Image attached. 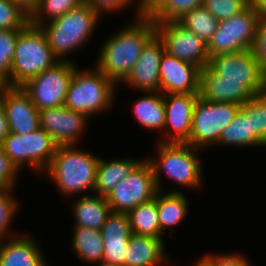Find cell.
Returning <instances> with one entry per match:
<instances>
[{"label": "cell", "mask_w": 266, "mask_h": 266, "mask_svg": "<svg viewBox=\"0 0 266 266\" xmlns=\"http://www.w3.org/2000/svg\"><path fill=\"white\" fill-rule=\"evenodd\" d=\"M266 92V71L251 49L209 57L200 73L199 97L242 105Z\"/></svg>", "instance_id": "1"}, {"label": "cell", "mask_w": 266, "mask_h": 266, "mask_svg": "<svg viewBox=\"0 0 266 266\" xmlns=\"http://www.w3.org/2000/svg\"><path fill=\"white\" fill-rule=\"evenodd\" d=\"M102 43L96 68L115 85L124 82L141 56L145 45L156 35L154 21L144 12Z\"/></svg>", "instance_id": "2"}, {"label": "cell", "mask_w": 266, "mask_h": 266, "mask_svg": "<svg viewBox=\"0 0 266 266\" xmlns=\"http://www.w3.org/2000/svg\"><path fill=\"white\" fill-rule=\"evenodd\" d=\"M99 157L76 149V145H59L44 173L54 181L60 193L73 196L86 190L94 193Z\"/></svg>", "instance_id": "3"}, {"label": "cell", "mask_w": 266, "mask_h": 266, "mask_svg": "<svg viewBox=\"0 0 266 266\" xmlns=\"http://www.w3.org/2000/svg\"><path fill=\"white\" fill-rule=\"evenodd\" d=\"M100 15L89 5L82 3L63 16L39 27L59 61L69 60L67 56L84 46L95 30ZM67 58V59H66Z\"/></svg>", "instance_id": "4"}, {"label": "cell", "mask_w": 266, "mask_h": 266, "mask_svg": "<svg viewBox=\"0 0 266 266\" xmlns=\"http://www.w3.org/2000/svg\"><path fill=\"white\" fill-rule=\"evenodd\" d=\"M157 145L158 158L153 156L146 159L152 166L158 190L162 191V173L182 188L195 189L201 185L203 169L198 156L200 149L187 143L158 142Z\"/></svg>", "instance_id": "5"}, {"label": "cell", "mask_w": 266, "mask_h": 266, "mask_svg": "<svg viewBox=\"0 0 266 266\" xmlns=\"http://www.w3.org/2000/svg\"><path fill=\"white\" fill-rule=\"evenodd\" d=\"M115 89L116 85L96 67L89 71L76 68L64 106L89 118L112 107L116 97Z\"/></svg>", "instance_id": "6"}, {"label": "cell", "mask_w": 266, "mask_h": 266, "mask_svg": "<svg viewBox=\"0 0 266 266\" xmlns=\"http://www.w3.org/2000/svg\"><path fill=\"white\" fill-rule=\"evenodd\" d=\"M58 61L42 29L29 23L16 40L15 55L10 67V86L23 85Z\"/></svg>", "instance_id": "7"}, {"label": "cell", "mask_w": 266, "mask_h": 266, "mask_svg": "<svg viewBox=\"0 0 266 266\" xmlns=\"http://www.w3.org/2000/svg\"><path fill=\"white\" fill-rule=\"evenodd\" d=\"M240 109L239 104L212 102L198 97L193 110L190 144L196 149L217 145L219 137Z\"/></svg>", "instance_id": "8"}, {"label": "cell", "mask_w": 266, "mask_h": 266, "mask_svg": "<svg viewBox=\"0 0 266 266\" xmlns=\"http://www.w3.org/2000/svg\"><path fill=\"white\" fill-rule=\"evenodd\" d=\"M1 145L19 171L23 165H31L30 168L38 173L47 169L58 146L40 127L23 135L9 132Z\"/></svg>", "instance_id": "9"}, {"label": "cell", "mask_w": 266, "mask_h": 266, "mask_svg": "<svg viewBox=\"0 0 266 266\" xmlns=\"http://www.w3.org/2000/svg\"><path fill=\"white\" fill-rule=\"evenodd\" d=\"M76 68V64L69 60L58 61L27 80L21 87L38 111L59 107L65 103L68 86Z\"/></svg>", "instance_id": "10"}, {"label": "cell", "mask_w": 266, "mask_h": 266, "mask_svg": "<svg viewBox=\"0 0 266 266\" xmlns=\"http://www.w3.org/2000/svg\"><path fill=\"white\" fill-rule=\"evenodd\" d=\"M258 21L251 4L242 12L220 21L217 31L207 43L209 57L251 49Z\"/></svg>", "instance_id": "11"}, {"label": "cell", "mask_w": 266, "mask_h": 266, "mask_svg": "<svg viewBox=\"0 0 266 266\" xmlns=\"http://www.w3.org/2000/svg\"><path fill=\"white\" fill-rule=\"evenodd\" d=\"M157 192L152 166L144 158L106 199L112 212L128 213L141 203L155 198Z\"/></svg>", "instance_id": "12"}, {"label": "cell", "mask_w": 266, "mask_h": 266, "mask_svg": "<svg viewBox=\"0 0 266 266\" xmlns=\"http://www.w3.org/2000/svg\"><path fill=\"white\" fill-rule=\"evenodd\" d=\"M154 24L156 35L163 42L166 53L201 69L208 65L209 52L204 40L177 21L154 22Z\"/></svg>", "instance_id": "13"}, {"label": "cell", "mask_w": 266, "mask_h": 266, "mask_svg": "<svg viewBox=\"0 0 266 266\" xmlns=\"http://www.w3.org/2000/svg\"><path fill=\"white\" fill-rule=\"evenodd\" d=\"M89 118L66 106L39 111V125L59 145H76L86 130Z\"/></svg>", "instance_id": "14"}, {"label": "cell", "mask_w": 266, "mask_h": 266, "mask_svg": "<svg viewBox=\"0 0 266 266\" xmlns=\"http://www.w3.org/2000/svg\"><path fill=\"white\" fill-rule=\"evenodd\" d=\"M199 94H164L165 126L161 143L189 141L193 110ZM170 132V133H169ZM166 138V139H165Z\"/></svg>", "instance_id": "15"}, {"label": "cell", "mask_w": 266, "mask_h": 266, "mask_svg": "<svg viewBox=\"0 0 266 266\" xmlns=\"http://www.w3.org/2000/svg\"><path fill=\"white\" fill-rule=\"evenodd\" d=\"M201 68L164 51L159 66L160 92L199 94Z\"/></svg>", "instance_id": "16"}, {"label": "cell", "mask_w": 266, "mask_h": 266, "mask_svg": "<svg viewBox=\"0 0 266 266\" xmlns=\"http://www.w3.org/2000/svg\"><path fill=\"white\" fill-rule=\"evenodd\" d=\"M0 101L5 110L9 132L23 135L40 127L39 111L21 86H6Z\"/></svg>", "instance_id": "17"}, {"label": "cell", "mask_w": 266, "mask_h": 266, "mask_svg": "<svg viewBox=\"0 0 266 266\" xmlns=\"http://www.w3.org/2000/svg\"><path fill=\"white\" fill-rule=\"evenodd\" d=\"M163 53V42L155 35L145 45L141 56L123 83L142 93L160 92L159 66Z\"/></svg>", "instance_id": "18"}, {"label": "cell", "mask_w": 266, "mask_h": 266, "mask_svg": "<svg viewBox=\"0 0 266 266\" xmlns=\"http://www.w3.org/2000/svg\"><path fill=\"white\" fill-rule=\"evenodd\" d=\"M101 233L104 243L102 262L125 266V251L133 234L128 214L111 212Z\"/></svg>", "instance_id": "19"}, {"label": "cell", "mask_w": 266, "mask_h": 266, "mask_svg": "<svg viewBox=\"0 0 266 266\" xmlns=\"http://www.w3.org/2000/svg\"><path fill=\"white\" fill-rule=\"evenodd\" d=\"M36 238L16 235L0 241V266H49Z\"/></svg>", "instance_id": "20"}, {"label": "cell", "mask_w": 266, "mask_h": 266, "mask_svg": "<svg viewBox=\"0 0 266 266\" xmlns=\"http://www.w3.org/2000/svg\"><path fill=\"white\" fill-rule=\"evenodd\" d=\"M164 243L163 238L133 233L125 251V266H163L169 261Z\"/></svg>", "instance_id": "21"}, {"label": "cell", "mask_w": 266, "mask_h": 266, "mask_svg": "<svg viewBox=\"0 0 266 266\" xmlns=\"http://www.w3.org/2000/svg\"><path fill=\"white\" fill-rule=\"evenodd\" d=\"M74 202L72 204L74 227L101 230L112 212L106 197L97 194H85L81 198L79 196V199Z\"/></svg>", "instance_id": "22"}, {"label": "cell", "mask_w": 266, "mask_h": 266, "mask_svg": "<svg viewBox=\"0 0 266 266\" xmlns=\"http://www.w3.org/2000/svg\"><path fill=\"white\" fill-rule=\"evenodd\" d=\"M141 161L134 158H116L110 161L99 158L94 192L97 195L107 197Z\"/></svg>", "instance_id": "23"}, {"label": "cell", "mask_w": 266, "mask_h": 266, "mask_svg": "<svg viewBox=\"0 0 266 266\" xmlns=\"http://www.w3.org/2000/svg\"><path fill=\"white\" fill-rule=\"evenodd\" d=\"M133 104L134 117L147 130H158L161 133L165 126L164 94L161 92H144Z\"/></svg>", "instance_id": "24"}, {"label": "cell", "mask_w": 266, "mask_h": 266, "mask_svg": "<svg viewBox=\"0 0 266 266\" xmlns=\"http://www.w3.org/2000/svg\"><path fill=\"white\" fill-rule=\"evenodd\" d=\"M188 207V198L180 190L174 189L167 193L164 190H158L157 210L161 232L165 234L164 229L172 228L184 221Z\"/></svg>", "instance_id": "25"}, {"label": "cell", "mask_w": 266, "mask_h": 266, "mask_svg": "<svg viewBox=\"0 0 266 266\" xmlns=\"http://www.w3.org/2000/svg\"><path fill=\"white\" fill-rule=\"evenodd\" d=\"M224 144L232 147L265 146V143L251 132L250 118L241 109L221 133L216 146Z\"/></svg>", "instance_id": "26"}, {"label": "cell", "mask_w": 266, "mask_h": 266, "mask_svg": "<svg viewBox=\"0 0 266 266\" xmlns=\"http://www.w3.org/2000/svg\"><path fill=\"white\" fill-rule=\"evenodd\" d=\"M72 248L77 257L88 263L102 262L104 243L101 230L73 227Z\"/></svg>", "instance_id": "27"}, {"label": "cell", "mask_w": 266, "mask_h": 266, "mask_svg": "<svg viewBox=\"0 0 266 266\" xmlns=\"http://www.w3.org/2000/svg\"><path fill=\"white\" fill-rule=\"evenodd\" d=\"M132 232L137 235H148L163 238L160 230L157 210V193L155 198L141 203L128 213Z\"/></svg>", "instance_id": "28"}, {"label": "cell", "mask_w": 266, "mask_h": 266, "mask_svg": "<svg viewBox=\"0 0 266 266\" xmlns=\"http://www.w3.org/2000/svg\"><path fill=\"white\" fill-rule=\"evenodd\" d=\"M203 0H151L145 13L154 22L176 21L185 12L202 6Z\"/></svg>", "instance_id": "29"}, {"label": "cell", "mask_w": 266, "mask_h": 266, "mask_svg": "<svg viewBox=\"0 0 266 266\" xmlns=\"http://www.w3.org/2000/svg\"><path fill=\"white\" fill-rule=\"evenodd\" d=\"M185 29L192 31L206 43L217 31L219 21L213 17L203 6L185 12L176 20Z\"/></svg>", "instance_id": "30"}, {"label": "cell", "mask_w": 266, "mask_h": 266, "mask_svg": "<svg viewBox=\"0 0 266 266\" xmlns=\"http://www.w3.org/2000/svg\"><path fill=\"white\" fill-rule=\"evenodd\" d=\"M82 3V0H39L35 12L29 18V23L39 27L44 23L63 16Z\"/></svg>", "instance_id": "31"}, {"label": "cell", "mask_w": 266, "mask_h": 266, "mask_svg": "<svg viewBox=\"0 0 266 266\" xmlns=\"http://www.w3.org/2000/svg\"><path fill=\"white\" fill-rule=\"evenodd\" d=\"M240 109L250 118L251 132L266 144V92L255 95Z\"/></svg>", "instance_id": "32"}, {"label": "cell", "mask_w": 266, "mask_h": 266, "mask_svg": "<svg viewBox=\"0 0 266 266\" xmlns=\"http://www.w3.org/2000/svg\"><path fill=\"white\" fill-rule=\"evenodd\" d=\"M22 30H0V79L10 86V67L15 55L16 40Z\"/></svg>", "instance_id": "33"}, {"label": "cell", "mask_w": 266, "mask_h": 266, "mask_svg": "<svg viewBox=\"0 0 266 266\" xmlns=\"http://www.w3.org/2000/svg\"><path fill=\"white\" fill-rule=\"evenodd\" d=\"M250 0H203L202 6L219 22L242 12Z\"/></svg>", "instance_id": "34"}, {"label": "cell", "mask_w": 266, "mask_h": 266, "mask_svg": "<svg viewBox=\"0 0 266 266\" xmlns=\"http://www.w3.org/2000/svg\"><path fill=\"white\" fill-rule=\"evenodd\" d=\"M12 192L13 189H0V241L16 236L14 234L9 236L8 232L13 217L19 210L17 198L15 199Z\"/></svg>", "instance_id": "35"}, {"label": "cell", "mask_w": 266, "mask_h": 266, "mask_svg": "<svg viewBox=\"0 0 266 266\" xmlns=\"http://www.w3.org/2000/svg\"><path fill=\"white\" fill-rule=\"evenodd\" d=\"M29 24V17L9 0H0V30H23Z\"/></svg>", "instance_id": "36"}, {"label": "cell", "mask_w": 266, "mask_h": 266, "mask_svg": "<svg viewBox=\"0 0 266 266\" xmlns=\"http://www.w3.org/2000/svg\"><path fill=\"white\" fill-rule=\"evenodd\" d=\"M84 4L89 5L94 9L100 16L106 13L118 12L126 7L134 6L135 16L138 18L145 12V8L139 3L138 0H82ZM137 2V4H135ZM137 7V8H136Z\"/></svg>", "instance_id": "37"}, {"label": "cell", "mask_w": 266, "mask_h": 266, "mask_svg": "<svg viewBox=\"0 0 266 266\" xmlns=\"http://www.w3.org/2000/svg\"><path fill=\"white\" fill-rule=\"evenodd\" d=\"M18 173L19 170L0 145V189H13L17 185Z\"/></svg>", "instance_id": "38"}, {"label": "cell", "mask_w": 266, "mask_h": 266, "mask_svg": "<svg viewBox=\"0 0 266 266\" xmlns=\"http://www.w3.org/2000/svg\"><path fill=\"white\" fill-rule=\"evenodd\" d=\"M251 50L261 67L266 71V19L258 21Z\"/></svg>", "instance_id": "39"}, {"label": "cell", "mask_w": 266, "mask_h": 266, "mask_svg": "<svg viewBox=\"0 0 266 266\" xmlns=\"http://www.w3.org/2000/svg\"><path fill=\"white\" fill-rule=\"evenodd\" d=\"M216 266H252L247 257L242 254H205Z\"/></svg>", "instance_id": "40"}, {"label": "cell", "mask_w": 266, "mask_h": 266, "mask_svg": "<svg viewBox=\"0 0 266 266\" xmlns=\"http://www.w3.org/2000/svg\"><path fill=\"white\" fill-rule=\"evenodd\" d=\"M13 5H16L22 12H24L29 18L35 12L39 0H9Z\"/></svg>", "instance_id": "41"}, {"label": "cell", "mask_w": 266, "mask_h": 266, "mask_svg": "<svg viewBox=\"0 0 266 266\" xmlns=\"http://www.w3.org/2000/svg\"><path fill=\"white\" fill-rule=\"evenodd\" d=\"M9 133L8 122L4 107L0 101V145L3 143L4 138Z\"/></svg>", "instance_id": "42"}, {"label": "cell", "mask_w": 266, "mask_h": 266, "mask_svg": "<svg viewBox=\"0 0 266 266\" xmlns=\"http://www.w3.org/2000/svg\"><path fill=\"white\" fill-rule=\"evenodd\" d=\"M250 4L258 16V20L266 19V0H250Z\"/></svg>", "instance_id": "43"}, {"label": "cell", "mask_w": 266, "mask_h": 266, "mask_svg": "<svg viewBox=\"0 0 266 266\" xmlns=\"http://www.w3.org/2000/svg\"><path fill=\"white\" fill-rule=\"evenodd\" d=\"M192 266H216V265L206 255H203L198 261H196L195 265Z\"/></svg>", "instance_id": "44"}, {"label": "cell", "mask_w": 266, "mask_h": 266, "mask_svg": "<svg viewBox=\"0 0 266 266\" xmlns=\"http://www.w3.org/2000/svg\"><path fill=\"white\" fill-rule=\"evenodd\" d=\"M138 1L144 8L151 2V0H138Z\"/></svg>", "instance_id": "45"}, {"label": "cell", "mask_w": 266, "mask_h": 266, "mask_svg": "<svg viewBox=\"0 0 266 266\" xmlns=\"http://www.w3.org/2000/svg\"><path fill=\"white\" fill-rule=\"evenodd\" d=\"M97 264L98 266H121V265H115V264H108L105 262H99V263H94Z\"/></svg>", "instance_id": "46"}, {"label": "cell", "mask_w": 266, "mask_h": 266, "mask_svg": "<svg viewBox=\"0 0 266 266\" xmlns=\"http://www.w3.org/2000/svg\"><path fill=\"white\" fill-rule=\"evenodd\" d=\"M6 86L7 85L0 79V97H1V94H2V92Z\"/></svg>", "instance_id": "47"}]
</instances>
